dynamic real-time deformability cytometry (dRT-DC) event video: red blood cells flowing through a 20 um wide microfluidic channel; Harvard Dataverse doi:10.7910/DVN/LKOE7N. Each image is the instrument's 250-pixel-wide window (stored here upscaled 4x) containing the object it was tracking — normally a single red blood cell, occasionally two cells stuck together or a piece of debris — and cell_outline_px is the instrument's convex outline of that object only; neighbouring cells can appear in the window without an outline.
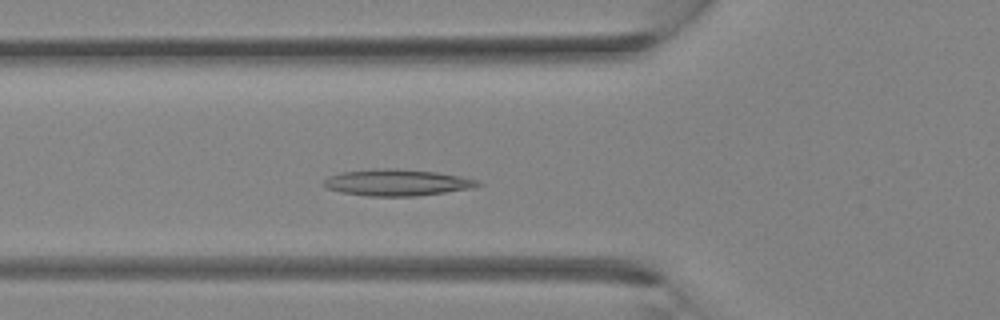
{"species": "Egyptian fruit bat (a non-hibernating species)", "species_latin": "Rousettus aegyptiacus", "temperature_condition": "room temperature", "stored_images_in_passage": 28, "camera_frame_rate_fps": 3000, "um_per_image_px": 0.085, "animal": {"sex": "female"}, "frame": {"image": 1, "passage_image": 6, "time_ms": 1.667, "image_size_px": [1000, 320], "cell_outline_px": [[484, 184], [472, 188], [416, 196], [368, 196], [340, 192], [328, 188], [320, 184], [328, 176], [340, 172], [372, 168], [396, 168], [436, 172], [460, 176], [480, 180]], "centroid_in_image_um": [33.72, 15.5], "position_along_channel_um": 92.1, "area_um2": 24.04}}
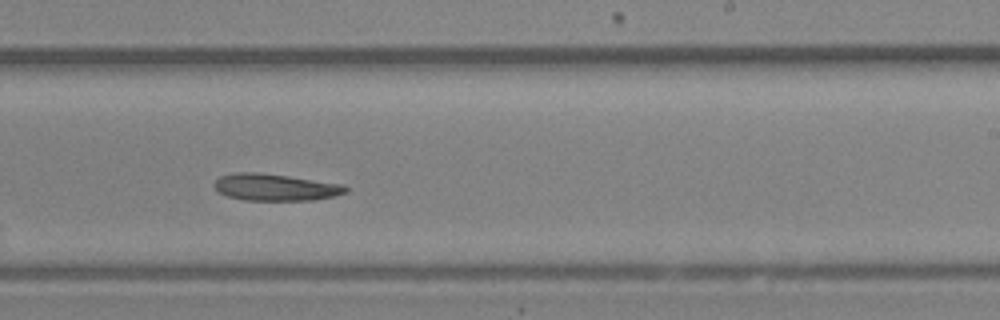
{"frame": {"image": 2, "passage_image": 15, "time_ms": 4.667, "image_size_px": [1000, 320], "cell_outline_px": [[348, 192], [336, 196], [312, 200], [244, 200], [228, 196], [220, 192], [212, 184], [220, 176], [232, 172], [256, 172], [288, 176], [344, 184], [348, 188]], "centroid_in_image_um": [23.42, 15.91], "position_along_channel_um": 265.6, "area_um2": 20.63}}
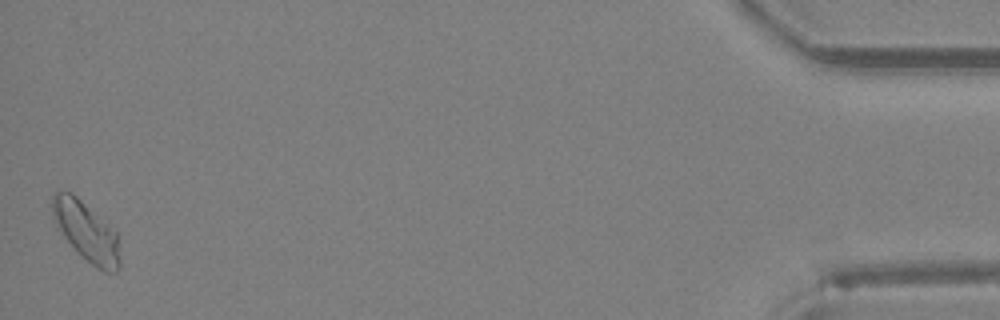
{"frame": {"image": 3, "passage_image": 28, "time_ms": 9.0, "image_size_px": [1000, 320], "cell_outline_px": [[120, 268], [116, 272], [104, 272], [92, 264], [64, 236], [52, 216], [52, 196], [56, 188], [60, 188], [72, 192], [116, 232], [120, 260]], "centroid_in_image_um": [7.32, 19.62], "position_along_channel_um": 427.9, "area_um2": 22.83}}